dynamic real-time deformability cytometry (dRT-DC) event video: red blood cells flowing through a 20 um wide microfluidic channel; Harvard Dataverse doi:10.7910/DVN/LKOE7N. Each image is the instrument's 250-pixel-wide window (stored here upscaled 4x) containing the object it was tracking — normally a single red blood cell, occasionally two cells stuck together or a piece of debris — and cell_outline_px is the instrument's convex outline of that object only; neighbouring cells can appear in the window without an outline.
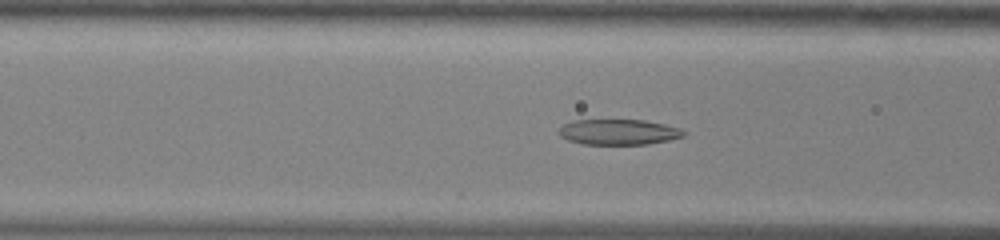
{"species": "common noctule bat (a hibernating species)", "species_latin": "Nyctalus noctula", "temperature_condition": "warm", "stored_images_in_passage": 50, "camera_frame_rate_fps": 3000, "um_per_image_px": 0.085, "animal": {"sex": "male", "body_mass_g": 13.0, "forearm_length_mm": 53.1}, "frame": {"image": 1, "passage_image": 19, "time_ms": 6.0, "image_size_px": [1000, 240], "cell_outline_px": [[684, 136], [668, 140], [648, 144], [584, 144], [568, 140], [560, 136], [560, 128], [564, 124], [572, 120], [644, 120], [664, 124], [680, 128], [684, 132]], "centroid_in_image_um": [52.57, 11.22], "position_along_channel_um": 114.0, "area_um2": 18.38}}
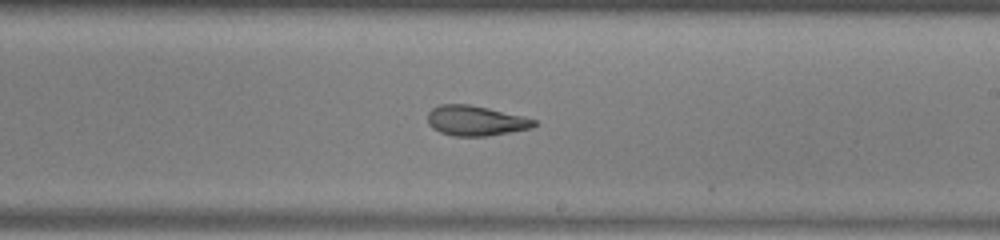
{"frame": {"image": 2, "passage_image": 29, "time_ms": 9.333, "image_size_px": [1000, 240], "cell_outline_px": [[540, 124], [532, 128], [488, 136], [452, 136], [440, 132], [432, 128], [428, 124], [428, 112], [432, 108], [440, 104], [468, 104], [488, 108], [524, 116], [536, 120]], "centroid_in_image_um": [40.45, 10.26], "position_along_channel_um": 248.6, "area_um2": 18.84}}
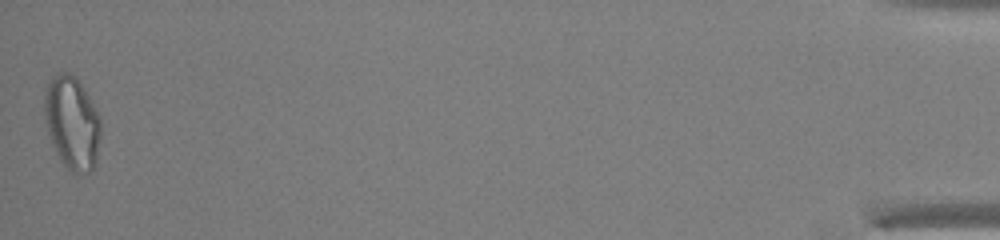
{"frame": {"image": 3, "passage_image": 50, "time_ms": 16.333, "image_size_px": [1000, 240], "cell_outline_px": [[100, 136], [96, 164], [92, 172], [84, 176], [80, 176], [72, 172], [60, 160], [52, 144], [48, 132], [44, 112], [44, 96], [48, 84], [52, 76], [60, 72], [68, 72], [76, 76], [84, 88], [100, 116]], "centroid_in_image_um": [6.14, 10.47], "position_along_channel_um": 429.1, "area_um2": 30.92}, "authors_computed_cell_mechanics": {"area_um2": 21.8773, "velocity_mm_per_s": 4.0432, "shape_relaxation_time_tau1_ms": null, "shape_relaxation_time_tau2_ms": 4.0386, "deformation_change_tau1": null, "deformation_change_tau2": 0.1389}}